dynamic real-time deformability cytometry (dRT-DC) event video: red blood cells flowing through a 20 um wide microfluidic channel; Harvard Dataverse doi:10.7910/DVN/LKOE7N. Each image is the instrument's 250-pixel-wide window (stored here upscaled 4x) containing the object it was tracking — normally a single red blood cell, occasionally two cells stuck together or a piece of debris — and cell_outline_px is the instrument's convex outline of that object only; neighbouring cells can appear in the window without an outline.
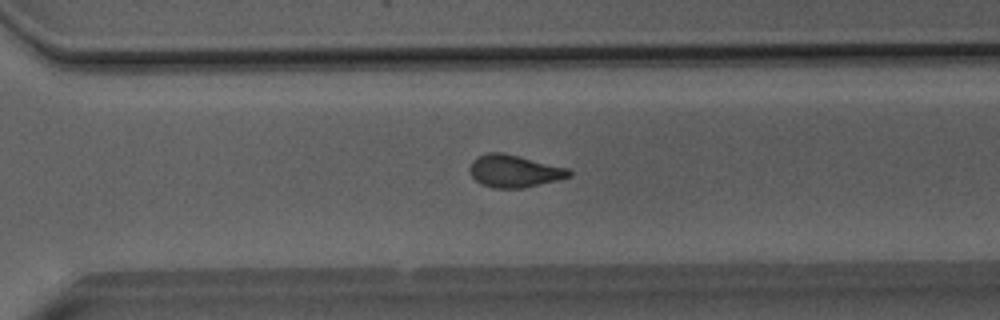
{"species": "Egyptian fruit bat (a non-hibernating species)", "species_latin": "Rousettus aegyptiacus", "temperature_condition": "room temperature", "stored_images_in_passage": 51, "camera_frame_rate_fps": 3000, "um_per_image_px": 0.085, "animal": {"sex": "male"}, "frame": {"image": 1, "passage_image": 36, "time_ms": 11.667, "image_size_px": [1000, 320], "cell_outline_px": [[572, 176], [524, 188], [492, 188], [480, 184], [472, 176], [468, 168], [472, 160], [476, 156], [488, 152], [504, 152], [568, 168], [572, 172]], "centroid_in_image_um": [43.67, 14.53], "position_along_channel_um": 326.9, "area_um2": 18.96}}
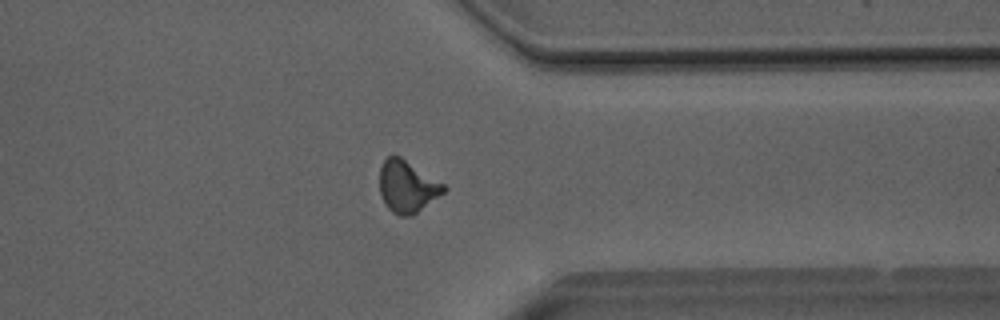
{"frame": {"image": 2, "passage_image": 40, "time_ms": 13.0, "image_size_px": [1000, 320], "cell_outline_px": [[448, 188], [444, 192], [412, 216], [400, 216], [392, 212], [384, 204], [380, 196], [380, 168], [384, 160], [392, 152], [400, 156], [444, 184]], "centroid_in_image_um": [34.58, 15.85], "position_along_channel_um": 376.8, "area_um2": 19.48}}
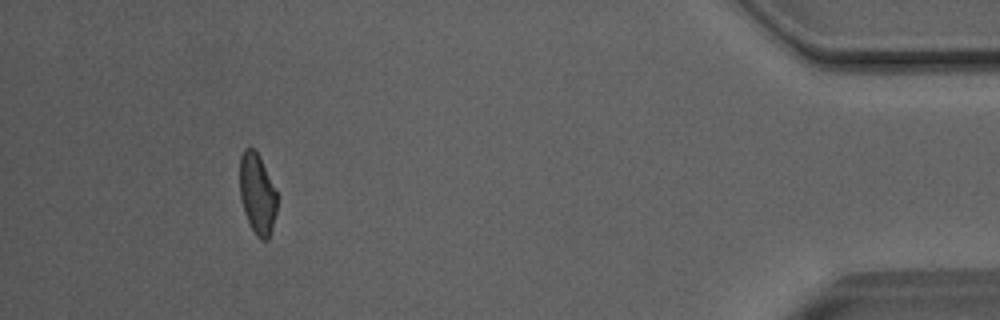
{"frame": {"image": 3, "passage_image": 47, "time_ms": 15.333, "image_size_px": [1000, 320], "cell_outline_px": [[276, 212], [272, 228], [268, 240], [260, 240], [256, 236], [244, 212], [240, 196], [240, 156], [244, 148], [252, 148], [260, 156], [276, 192]], "centroid_in_image_um": [21.86, 16.48], "position_along_channel_um": 413.3, "area_um2": 17.34}, "authors_computed_cell_mechanics": {"area_um2": 19.074, "velocity_mm_per_s": 4.0521, "shape_relaxation_time_tau1_ms": null, "shape_relaxation_time_tau2_ms": 2.3657, "deformation_change_tau1": null, "deformation_change_tau2": 0.0923}}